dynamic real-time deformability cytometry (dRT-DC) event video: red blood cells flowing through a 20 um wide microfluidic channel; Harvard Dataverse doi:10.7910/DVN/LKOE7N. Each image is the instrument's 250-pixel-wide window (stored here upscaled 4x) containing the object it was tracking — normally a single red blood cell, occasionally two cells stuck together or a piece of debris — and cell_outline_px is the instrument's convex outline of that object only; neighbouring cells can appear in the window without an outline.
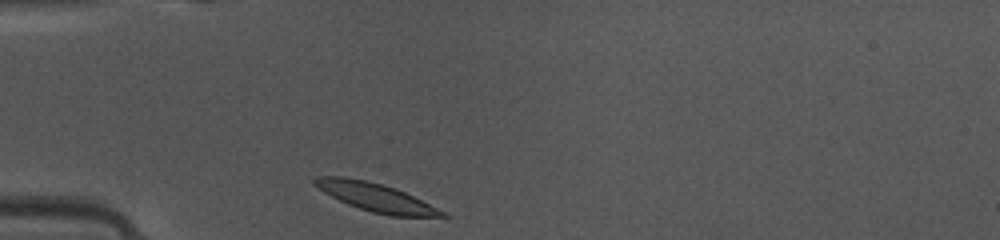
{"species": "common noctule bat (a hibernating species)", "species_latin": "Nyctalus noctula", "temperature_condition": "warm", "stored_images_in_passage": 35, "camera_frame_rate_fps": 3000, "um_per_image_px": 0.085, "animal": {"sex": "female", "body_mass_g": 10.0, "forearm_length_mm": 53.1}, "frame": {"image": 1, "passage_image": 1, "time_ms": 0.0, "image_size_px": [1000, 240], "cell_outline_px": [[448, 216], [388, 216], [372, 212], [348, 204], [324, 192], [312, 184], [312, 180], [316, 176], [344, 176], [368, 180], [404, 192], [448, 212]], "centroid_in_image_um": [31.92, 16.76], "position_along_channel_um": 53.1, "area_um2": 20.87}}
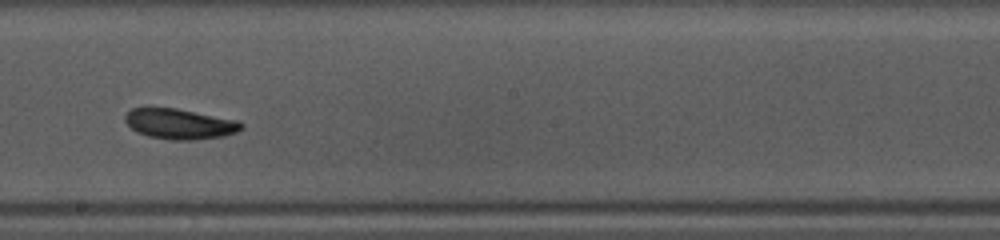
{"frame": {"image": 2, "passage_image": 15, "time_ms": 4.667, "image_size_px": [1000, 240], "cell_outline_px": [[244, 128], [236, 132], [224, 136], [192, 140], [172, 140], [148, 136], [136, 132], [124, 120], [124, 116], [132, 108], [176, 108], [240, 120], [244, 124]], "centroid_in_image_um": [15.32, 10.53], "position_along_channel_um": 232.9, "area_um2": 20.69}}
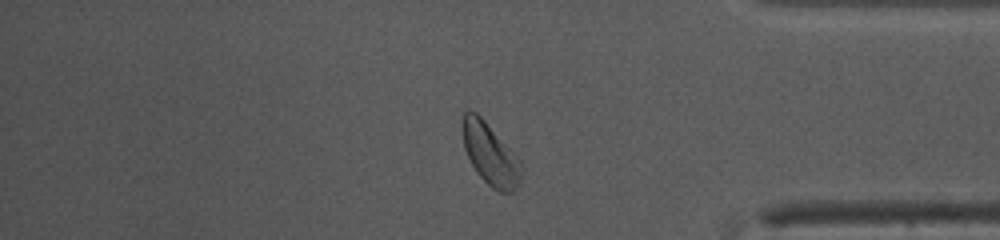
{"frame": {"image": 3, "passage_image": 28, "time_ms": 9.0, "image_size_px": [1000, 240], "cell_outline_px": [[524, 168], [520, 184], [512, 192], [500, 192], [492, 188], [476, 172], [464, 148], [460, 124], [464, 112], [468, 108], [476, 112], [484, 120], [520, 160]], "centroid_in_image_um": [41.66, 13.09], "position_along_channel_um": 393.5, "area_um2": 21.39}, "authors_computed_cell_mechanics": {"area_um2": 20.6924, "velocity_mm_per_s": 4.0984, "shape_relaxation_time_tau1_ms": 4.1856, "shape_relaxation_time_tau2_ms": 9.1993, "deformation_change_tau1": 0.1343, "deformation_change_tau2": 0.1846}}